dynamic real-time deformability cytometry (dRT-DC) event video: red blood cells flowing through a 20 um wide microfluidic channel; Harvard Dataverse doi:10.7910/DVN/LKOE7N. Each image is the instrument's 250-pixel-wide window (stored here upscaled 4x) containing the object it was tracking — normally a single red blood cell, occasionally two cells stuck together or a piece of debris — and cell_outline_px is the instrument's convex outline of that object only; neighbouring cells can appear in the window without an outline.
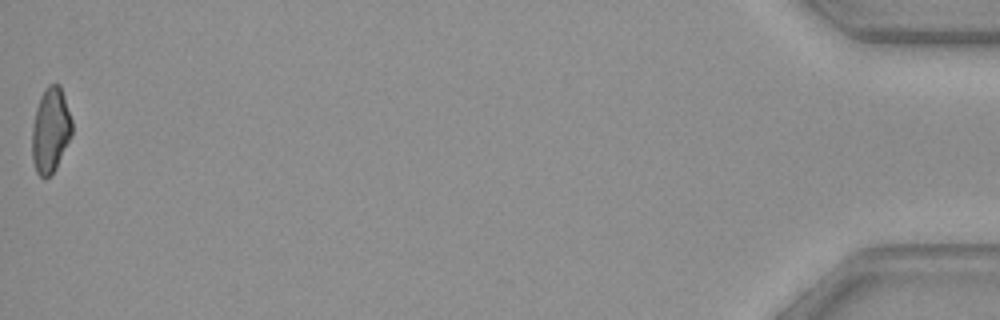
{"species": "common noctule bat (a hibernating species)", "species_latin": "Nyctalus noctula", "temperature_condition": "warm", "stored_images_in_passage": 36, "camera_frame_rate_fps": 3000, "um_per_image_px": 0.085, "animal": {"sex": "female", "body_mass_g": 29.2, "forearm_length_mm": 56.3}, "frame": {"image": 1, "passage_image": 36, "time_ms": 11.667, "image_size_px": [1000, 320], "cell_outline_px": [[72, 132], [56, 168], [44, 180], [36, 172], [32, 160], [32, 124], [36, 108], [40, 96], [44, 88], [48, 84], [60, 84], [72, 120]], "centroid_in_image_um": [4.27, 11.05], "position_along_channel_um": 430.9, "area_um2": 19.83}}